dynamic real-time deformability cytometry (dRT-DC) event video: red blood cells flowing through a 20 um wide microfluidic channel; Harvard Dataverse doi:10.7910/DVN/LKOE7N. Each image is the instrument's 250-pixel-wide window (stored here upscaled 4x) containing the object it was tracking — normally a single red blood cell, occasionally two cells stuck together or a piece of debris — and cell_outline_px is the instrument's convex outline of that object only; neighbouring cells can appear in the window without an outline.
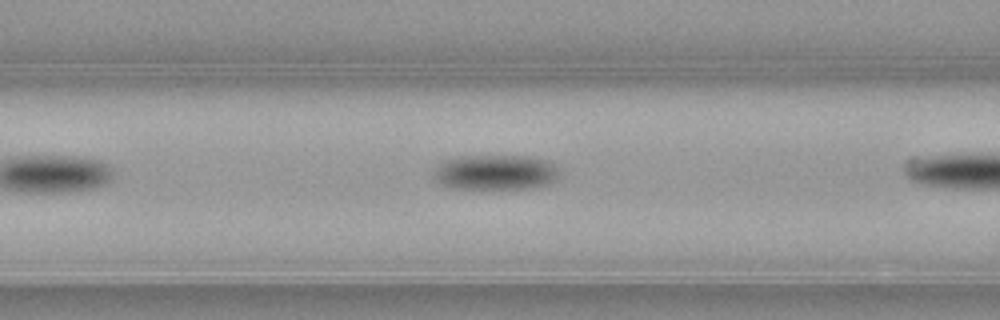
{"species": "common noctule bat (a hibernating species)", "species_latin": "Nyctalus noctula", "temperature_condition": "warm", "stored_images_in_passage": 24, "camera_frame_rate_fps": 3000, "um_per_image_px": 0.085, "animal": {"sex": "female", "body_mass_g": 21.9}, "frame": {"image": 1, "passage_image": 4, "time_ms": 1.0, "image_size_px": [1000, 320], "cell_outline_px": [[556, 180], [548, 184], [532, 188], [452, 188], [440, 184], [432, 176], [436, 168], [444, 160], [460, 156], [528, 156], [548, 160], [556, 164]], "centroid_in_image_um": [42.1, 14.64], "position_along_channel_um": 124.5, "area_um2": 25.66}}